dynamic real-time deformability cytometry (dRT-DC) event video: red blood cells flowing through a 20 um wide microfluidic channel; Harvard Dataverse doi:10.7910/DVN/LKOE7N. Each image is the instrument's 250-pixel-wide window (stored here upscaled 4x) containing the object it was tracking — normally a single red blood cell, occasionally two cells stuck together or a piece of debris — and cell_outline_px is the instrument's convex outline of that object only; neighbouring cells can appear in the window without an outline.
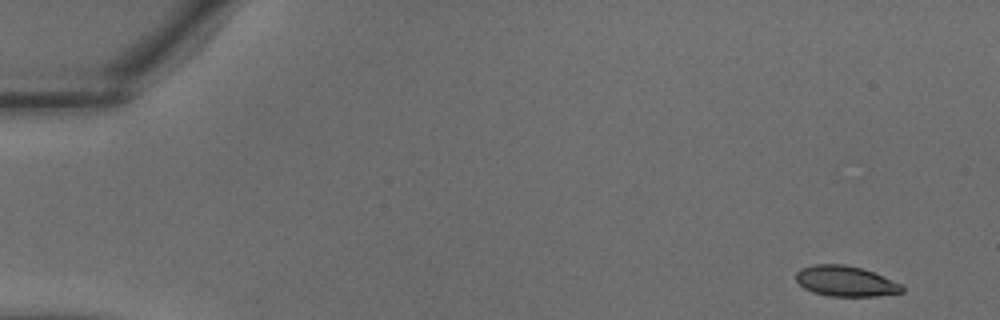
{"species": "common noctule bat (a hibernating species)", "species_latin": "Nyctalus noctula", "temperature_condition": "warm", "stored_images_in_passage": 36, "camera_frame_rate_fps": 3000, "um_per_image_px": 0.085, "animal": {"sex": "male", "body_mass_g": 18.8}, "frame": {"image": 1, "passage_image": 1, "time_ms": 0.0, "image_size_px": [1000, 320], "cell_outline_px": [[904, 292], [876, 296], [828, 296], [812, 292], [804, 288], [796, 280], [796, 272], [800, 268], [816, 264], [844, 264], [860, 268], [872, 272], [900, 284], [904, 288]], "centroid_in_image_um": [71.83, 23.9], "position_along_channel_um": 13.2, "area_um2": 18.67}}
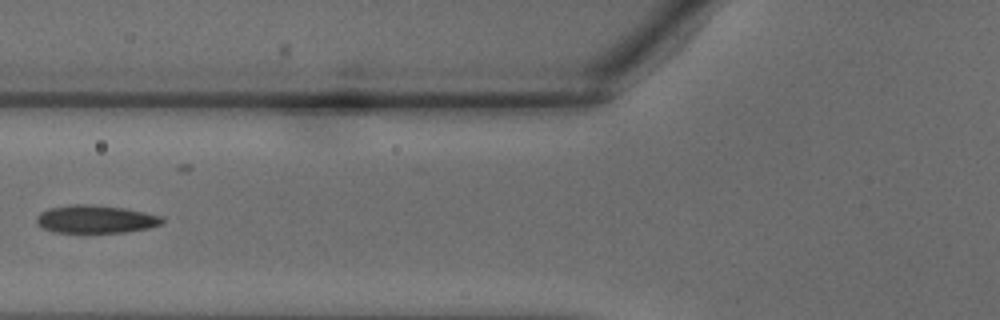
{"frame": {"image": 2, "passage_image": 14, "time_ms": 4.333, "image_size_px": [1000, 320], "cell_outline_px": [[164, 220], [160, 224], [148, 228], [124, 232], [52, 232], [36, 224], [36, 216], [40, 212], [52, 208], [76, 204], [92, 204], [124, 208], [144, 212], [160, 216]], "centroid_in_image_um": [8.1, 18.63], "position_along_channel_um": 117.7, "area_um2": 20.23}}
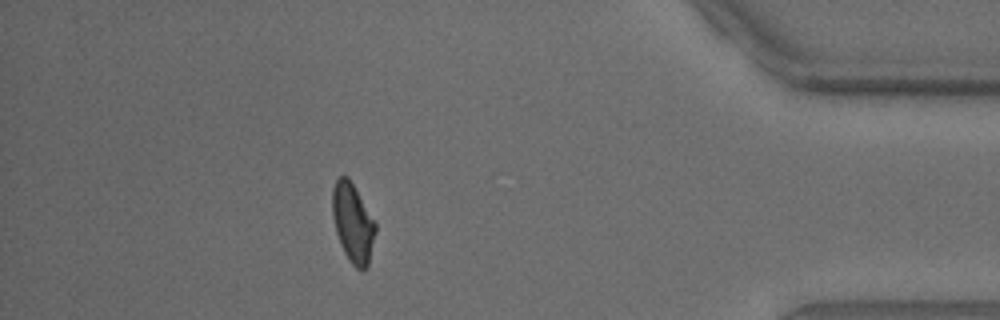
{"frame": {"image": 3, "passage_image": 32, "time_ms": 10.333, "image_size_px": [1000, 320], "cell_outline_px": [[376, 232], [368, 268], [364, 272], [356, 268], [348, 260], [344, 252], [336, 232], [332, 216], [332, 188], [336, 180], [340, 176], [348, 176], [376, 224]], "centroid_in_image_um": [29.99, 18.99], "position_along_channel_um": 405.2, "area_um2": 19.88}}